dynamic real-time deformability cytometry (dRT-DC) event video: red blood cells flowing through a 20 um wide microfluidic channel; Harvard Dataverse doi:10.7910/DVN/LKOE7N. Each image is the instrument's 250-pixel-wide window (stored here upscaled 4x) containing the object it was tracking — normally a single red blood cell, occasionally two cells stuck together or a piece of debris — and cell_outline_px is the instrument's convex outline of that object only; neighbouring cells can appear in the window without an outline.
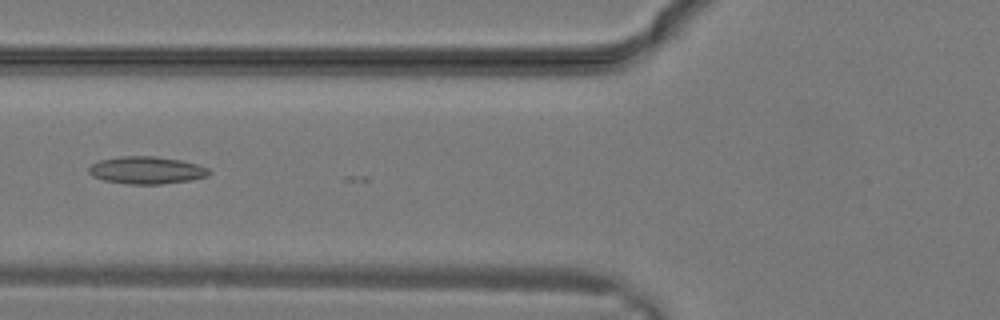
{"species": "common noctule bat (a hibernating species)", "species_latin": "Nyctalus noctula", "temperature_condition": "warm", "stored_images_in_passage": 17, "camera_frame_rate_fps": 3000, "um_per_image_px": 0.085, "animal": {"sex": "male", "body_mass_g": 19.2, "forearm_length_mm": 51.8}, "frame": {"image": 1, "passage_image": 11, "time_ms": 3.333, "image_size_px": [1000, 320], "cell_outline_px": [[212, 172], [208, 176], [188, 180], [160, 184], [128, 184], [104, 180], [92, 176], [88, 172], [88, 168], [92, 164], [100, 160], [120, 156], [156, 156], [180, 160], [196, 164], [208, 168]], "centroid_in_image_um": [12.44, 14.46], "position_along_channel_um": 113.4, "area_um2": 19.13}}
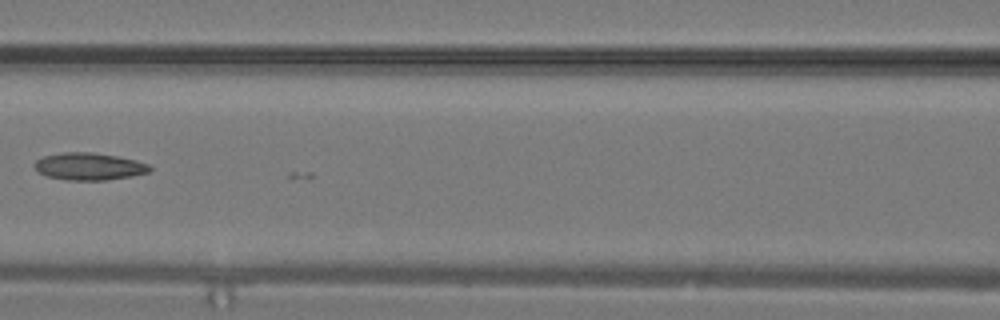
{"frame": {"image": 2, "passage_image": 13, "time_ms": 4.0, "image_size_px": [1000, 320], "cell_outline_px": [[152, 168], [148, 172], [132, 176], [108, 180], [68, 180], [48, 176], [40, 172], [36, 168], [36, 160], [44, 156], [64, 152], [92, 152], [116, 156], [136, 160], [148, 164]], "centroid_in_image_um": [7.61, 14.14], "position_along_channel_um": 159.0, "area_um2": 18.09}}